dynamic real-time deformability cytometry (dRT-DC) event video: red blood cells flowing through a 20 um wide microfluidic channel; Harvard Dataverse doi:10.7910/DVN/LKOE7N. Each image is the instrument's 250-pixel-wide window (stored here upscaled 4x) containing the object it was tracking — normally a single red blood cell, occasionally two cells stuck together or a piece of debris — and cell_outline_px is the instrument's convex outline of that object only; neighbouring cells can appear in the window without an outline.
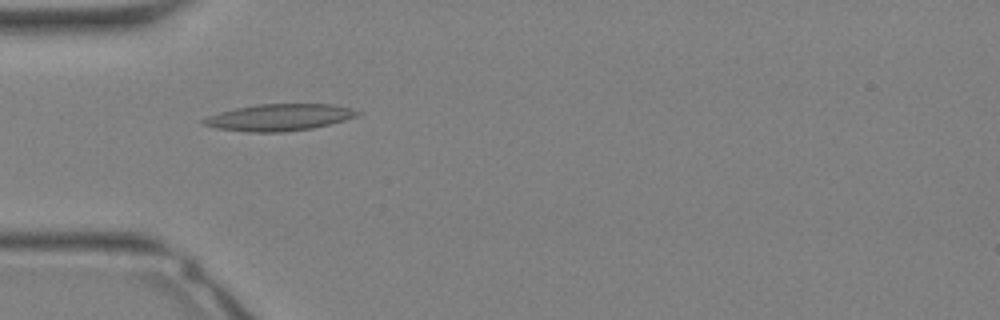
{"species": "Egyptian fruit bat (a non-hibernating species)", "species_latin": "Rousettus aegyptiacus", "temperature_condition": "warm", "stored_images_in_passage": 4, "camera_frame_rate_fps": 3000, "um_per_image_px": 0.085, "animal": {"sex": "female"}, "frame": {"image": 1, "passage_image": 2, "time_ms": 0.333, "image_size_px": [1000, 320], "cell_outline_px": [[364, 112], [360, 116], [312, 128], [280, 132], [248, 132], [216, 128], [204, 124], [200, 120], [208, 116], [220, 112], [236, 108], [260, 104], [332, 104], [352, 108]], "centroid_in_image_um": [23.78, 9.97], "position_along_channel_um": 61.2, "area_um2": 23.93}}
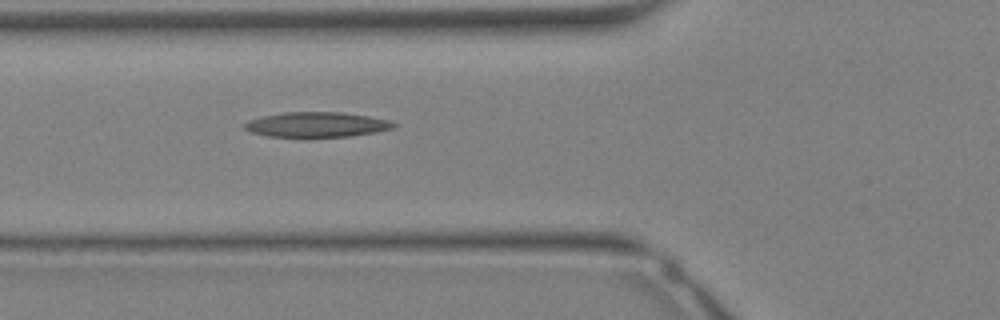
{"frame": {"image": 2, "passage_image": 4, "time_ms": 1.0, "image_size_px": [1000, 320], "cell_outline_px": [[396, 128], [376, 132], [352, 136], [304, 140], [268, 136], [252, 132], [244, 128], [244, 124], [248, 120], [260, 116], [284, 112], [340, 112], [368, 116], [388, 120], [396, 124]], "centroid_in_image_um": [26.89, 10.64], "position_along_channel_um": 98.9, "area_um2": 22.77}}